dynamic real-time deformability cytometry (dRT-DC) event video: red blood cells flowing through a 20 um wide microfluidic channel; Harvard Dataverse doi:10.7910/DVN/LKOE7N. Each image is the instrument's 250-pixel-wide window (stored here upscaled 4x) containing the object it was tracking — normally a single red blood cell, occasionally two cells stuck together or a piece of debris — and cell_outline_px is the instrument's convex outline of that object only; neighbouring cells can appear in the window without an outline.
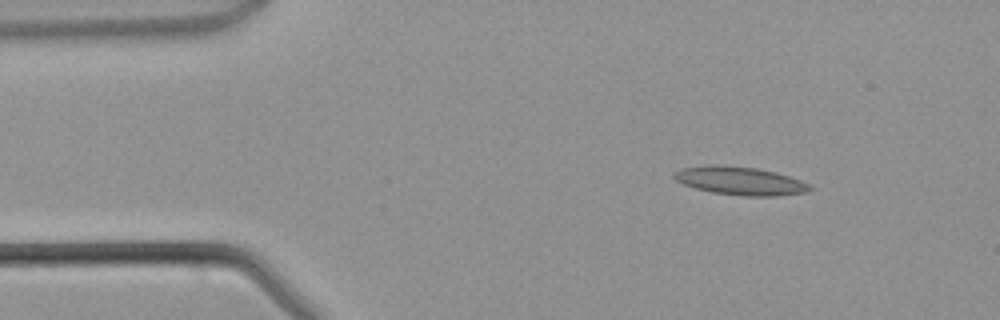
{"species": "common noctule bat (a hibernating species)", "species_latin": "Nyctalus noctula", "temperature_condition": "warm", "stored_images_in_passage": 45, "segment_of_instrument_passage": [1, 2], "camera_frame_rate_fps": 3000, "um_per_image_px": 0.085, "animal": {"sex": "male", "body_mass_g": 21.5, "forearm_length_mm": 52.0}, "frame": {"image": 1, "passage_image": 5, "time_ms": 1.333, "image_size_px": [1000, 320], "cell_outline_px": [[812, 188], [804, 192], [776, 196], [744, 196], [712, 192], [696, 188], [684, 184], [676, 180], [672, 176], [680, 168], [708, 164], [756, 168], [776, 172], [800, 180], [808, 184]], "centroid_in_image_um": [62.87, 15.37], "position_along_channel_um": 22.1, "area_um2": 22.08}}
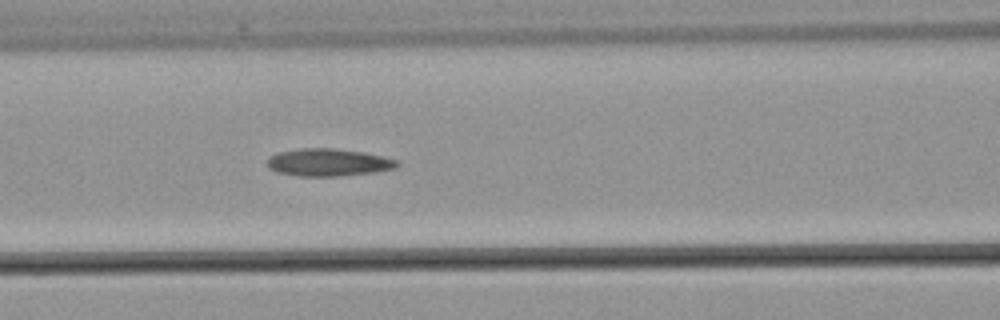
{"frame": {"image": 2, "passage_image": 17, "time_ms": 5.333, "image_size_px": [1000, 320], "cell_outline_px": [[400, 164], [396, 168], [376, 172], [340, 176], [296, 176], [276, 172], [268, 168], [268, 156], [280, 152], [300, 148], [332, 148], [364, 152], [384, 156], [396, 160]], "centroid_in_image_um": [27.91, 13.81], "position_along_channel_um": 138.7, "area_um2": 20.98}}
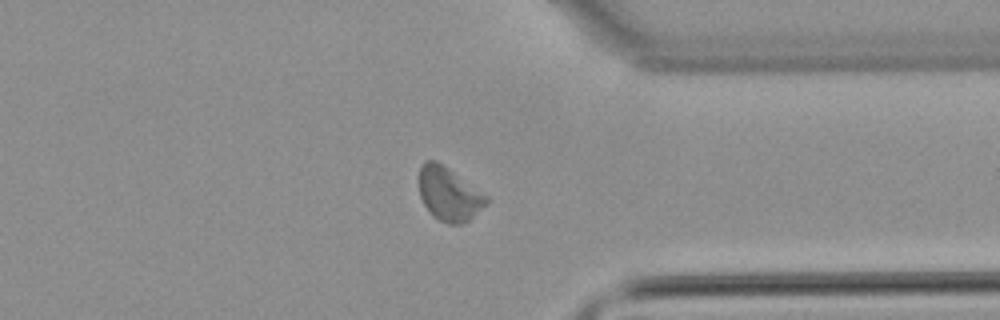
{"frame": {"image": 3, "passage_image": 33, "time_ms": 10.667, "image_size_px": [1000, 320], "cell_outline_px": [[488, 200], [464, 224], [448, 224], [432, 216], [424, 204], [420, 196], [420, 168], [428, 160], [436, 160], [448, 168], [488, 196]], "centroid_in_image_um": [38.14, 16.5], "position_along_channel_um": 373.3, "area_um2": 20.46}}